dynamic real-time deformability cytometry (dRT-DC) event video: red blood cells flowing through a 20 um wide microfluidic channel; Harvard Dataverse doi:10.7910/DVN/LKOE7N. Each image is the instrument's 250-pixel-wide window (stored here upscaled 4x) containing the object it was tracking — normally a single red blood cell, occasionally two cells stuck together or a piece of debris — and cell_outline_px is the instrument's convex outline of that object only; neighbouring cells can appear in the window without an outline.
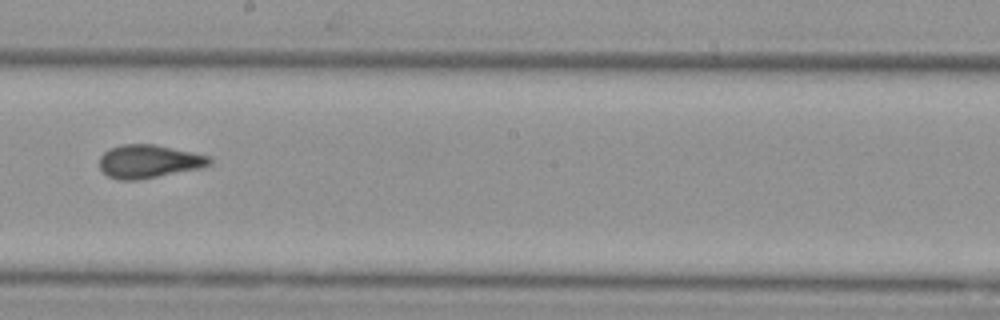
{"species": "Egyptian fruit bat (a non-hibernating species)", "species_latin": "Rousettus aegyptiacus", "temperature_condition": "cold", "stored_images_in_passage": 15, "camera_frame_rate_fps": 3000, "um_per_image_px": 0.085, "animal": {"sex": "female"}, "frame": {"image": 1, "passage_image": 9, "time_ms": 2.667, "image_size_px": [1000, 320], "cell_outline_px": [[212, 164], [204, 168], [136, 180], [120, 180], [108, 176], [100, 168], [100, 156], [108, 148], [120, 144], [156, 144], [212, 156]], "centroid_in_image_um": [12.7, 13.71], "position_along_channel_um": 235.5, "area_um2": 21.68}}
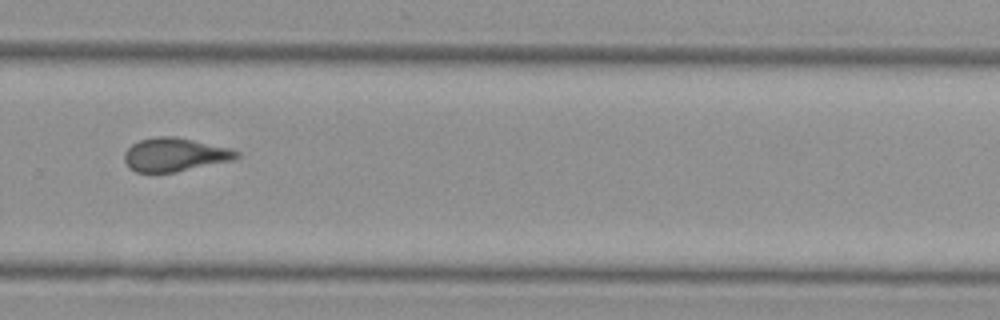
{"frame": {"image": 2, "passage_image": 11, "time_ms": 3.333, "image_size_px": [1000, 320], "cell_outline_px": [[240, 156], [236, 160], [176, 172], [136, 172], [128, 168], [124, 160], [124, 152], [132, 144], [140, 140], [156, 136], [172, 136], [232, 148], [240, 152]], "centroid_in_image_um": [14.89, 13.15], "position_along_channel_um": 314.9, "area_um2": 22.14}}